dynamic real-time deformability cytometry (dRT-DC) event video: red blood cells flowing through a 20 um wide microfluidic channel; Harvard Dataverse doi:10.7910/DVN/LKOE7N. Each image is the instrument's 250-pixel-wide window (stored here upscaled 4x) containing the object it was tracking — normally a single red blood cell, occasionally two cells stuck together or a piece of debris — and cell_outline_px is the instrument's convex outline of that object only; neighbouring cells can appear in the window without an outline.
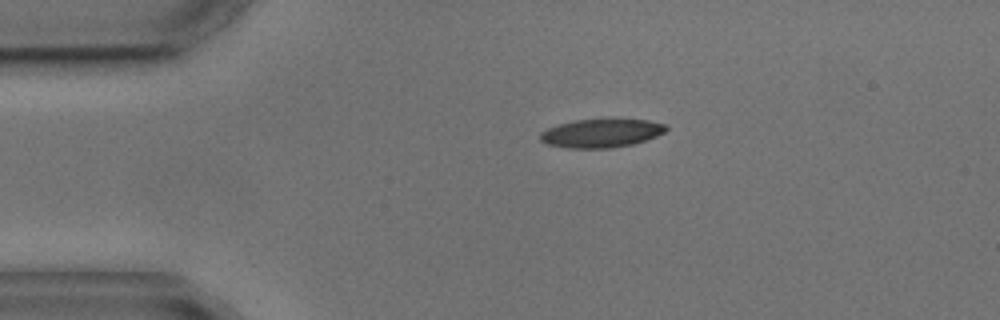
{"species": "common noctule bat (a hibernating species)", "species_latin": "Nyctalus noctula", "temperature_condition": "cold", "stored_images_in_passage": 2, "camera_frame_rate_fps": 3000, "um_per_image_px": 0.085, "animal": {"sex": "male", "body_mass_g": 17.9, "forearm_length_mm": 54.2}, "frame": {"image": 1, "passage_image": 1, "time_ms": 0.0, "image_size_px": [1000, 320], "cell_outline_px": [[668, 128], [664, 132], [656, 136], [632, 144], [612, 148], [568, 148], [544, 144], [540, 140], [540, 132], [548, 128], [560, 124], [576, 120], [648, 120], [664, 124]], "centroid_in_image_um": [51.07, 11.34], "position_along_channel_um": 33.9, "area_um2": 20.63}}